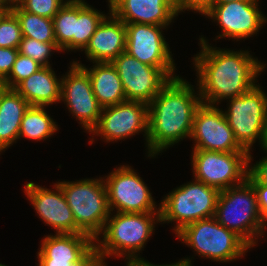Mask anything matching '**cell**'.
Returning a JSON list of instances; mask_svg holds the SVG:
<instances>
[{
	"instance_id": "29",
	"label": "cell",
	"mask_w": 267,
	"mask_h": 266,
	"mask_svg": "<svg viewBox=\"0 0 267 266\" xmlns=\"http://www.w3.org/2000/svg\"><path fill=\"white\" fill-rule=\"evenodd\" d=\"M23 35L19 20L8 9L0 17V47L18 49Z\"/></svg>"
},
{
	"instance_id": "24",
	"label": "cell",
	"mask_w": 267,
	"mask_h": 266,
	"mask_svg": "<svg viewBox=\"0 0 267 266\" xmlns=\"http://www.w3.org/2000/svg\"><path fill=\"white\" fill-rule=\"evenodd\" d=\"M45 109L44 106H29L22 118L18 139L25 137L38 142L51 137L58 130V125Z\"/></svg>"
},
{
	"instance_id": "6",
	"label": "cell",
	"mask_w": 267,
	"mask_h": 266,
	"mask_svg": "<svg viewBox=\"0 0 267 266\" xmlns=\"http://www.w3.org/2000/svg\"><path fill=\"white\" fill-rule=\"evenodd\" d=\"M220 191L194 179L167 194L160 203V222L177 223L174 233L184 226L215 215Z\"/></svg>"
},
{
	"instance_id": "42",
	"label": "cell",
	"mask_w": 267,
	"mask_h": 266,
	"mask_svg": "<svg viewBox=\"0 0 267 266\" xmlns=\"http://www.w3.org/2000/svg\"><path fill=\"white\" fill-rule=\"evenodd\" d=\"M8 9L6 7H4L1 3H0V17L7 11Z\"/></svg>"
},
{
	"instance_id": "9",
	"label": "cell",
	"mask_w": 267,
	"mask_h": 266,
	"mask_svg": "<svg viewBox=\"0 0 267 266\" xmlns=\"http://www.w3.org/2000/svg\"><path fill=\"white\" fill-rule=\"evenodd\" d=\"M224 115L235 139L248 152L259 140L262 144L267 119V94L255 85L250 91L230 98Z\"/></svg>"
},
{
	"instance_id": "7",
	"label": "cell",
	"mask_w": 267,
	"mask_h": 266,
	"mask_svg": "<svg viewBox=\"0 0 267 266\" xmlns=\"http://www.w3.org/2000/svg\"><path fill=\"white\" fill-rule=\"evenodd\" d=\"M179 240L198 256L216 262H228L243 257L251 247L234 231L226 229L214 217L198 220L176 233Z\"/></svg>"
},
{
	"instance_id": "30",
	"label": "cell",
	"mask_w": 267,
	"mask_h": 266,
	"mask_svg": "<svg viewBox=\"0 0 267 266\" xmlns=\"http://www.w3.org/2000/svg\"><path fill=\"white\" fill-rule=\"evenodd\" d=\"M43 66L30 57L18 54L9 76L3 81L7 88H15L21 81L37 72Z\"/></svg>"
},
{
	"instance_id": "19",
	"label": "cell",
	"mask_w": 267,
	"mask_h": 266,
	"mask_svg": "<svg viewBox=\"0 0 267 266\" xmlns=\"http://www.w3.org/2000/svg\"><path fill=\"white\" fill-rule=\"evenodd\" d=\"M97 27L84 53L88 60L95 62H112L126 51L127 30L125 23L110 12Z\"/></svg>"
},
{
	"instance_id": "8",
	"label": "cell",
	"mask_w": 267,
	"mask_h": 266,
	"mask_svg": "<svg viewBox=\"0 0 267 266\" xmlns=\"http://www.w3.org/2000/svg\"><path fill=\"white\" fill-rule=\"evenodd\" d=\"M191 164L195 180L219 191L239 185L247 179L249 152L192 150Z\"/></svg>"
},
{
	"instance_id": "14",
	"label": "cell",
	"mask_w": 267,
	"mask_h": 266,
	"mask_svg": "<svg viewBox=\"0 0 267 266\" xmlns=\"http://www.w3.org/2000/svg\"><path fill=\"white\" fill-rule=\"evenodd\" d=\"M70 66L67 75L61 77L60 101L66 102L69 112L90 133L99 121L102 107L93 93L88 73L74 62Z\"/></svg>"
},
{
	"instance_id": "28",
	"label": "cell",
	"mask_w": 267,
	"mask_h": 266,
	"mask_svg": "<svg viewBox=\"0 0 267 266\" xmlns=\"http://www.w3.org/2000/svg\"><path fill=\"white\" fill-rule=\"evenodd\" d=\"M18 50L19 54L30 57L42 66H50L49 58L52 51L61 52L56 42H40L28 37L22 38Z\"/></svg>"
},
{
	"instance_id": "5",
	"label": "cell",
	"mask_w": 267,
	"mask_h": 266,
	"mask_svg": "<svg viewBox=\"0 0 267 266\" xmlns=\"http://www.w3.org/2000/svg\"><path fill=\"white\" fill-rule=\"evenodd\" d=\"M72 210L77 233H84L93 240L99 237L105 222L112 215L107 190L102 177L57 182Z\"/></svg>"
},
{
	"instance_id": "27",
	"label": "cell",
	"mask_w": 267,
	"mask_h": 266,
	"mask_svg": "<svg viewBox=\"0 0 267 266\" xmlns=\"http://www.w3.org/2000/svg\"><path fill=\"white\" fill-rule=\"evenodd\" d=\"M107 15L96 10L84 0H78V18L76 19V36H73V50L83 51L91 36Z\"/></svg>"
},
{
	"instance_id": "4",
	"label": "cell",
	"mask_w": 267,
	"mask_h": 266,
	"mask_svg": "<svg viewBox=\"0 0 267 266\" xmlns=\"http://www.w3.org/2000/svg\"><path fill=\"white\" fill-rule=\"evenodd\" d=\"M214 218L226 229L234 231L251 248L257 245L259 236H264L267 225L261 218L253 185L247 179L220 191Z\"/></svg>"
},
{
	"instance_id": "22",
	"label": "cell",
	"mask_w": 267,
	"mask_h": 266,
	"mask_svg": "<svg viewBox=\"0 0 267 266\" xmlns=\"http://www.w3.org/2000/svg\"><path fill=\"white\" fill-rule=\"evenodd\" d=\"M73 62L88 73L93 93L102 108L126 101L121 79L111 62H95L93 68L89 69L80 62Z\"/></svg>"
},
{
	"instance_id": "18",
	"label": "cell",
	"mask_w": 267,
	"mask_h": 266,
	"mask_svg": "<svg viewBox=\"0 0 267 266\" xmlns=\"http://www.w3.org/2000/svg\"><path fill=\"white\" fill-rule=\"evenodd\" d=\"M110 12L125 24L169 26L178 16L175 0H108Z\"/></svg>"
},
{
	"instance_id": "1",
	"label": "cell",
	"mask_w": 267,
	"mask_h": 266,
	"mask_svg": "<svg viewBox=\"0 0 267 266\" xmlns=\"http://www.w3.org/2000/svg\"><path fill=\"white\" fill-rule=\"evenodd\" d=\"M199 40L201 51L194 56L193 64L199 78L197 86L202 103L218 105L220 100L238 97L257 85L255 80L266 64L248 50L217 49L204 37Z\"/></svg>"
},
{
	"instance_id": "37",
	"label": "cell",
	"mask_w": 267,
	"mask_h": 266,
	"mask_svg": "<svg viewBox=\"0 0 267 266\" xmlns=\"http://www.w3.org/2000/svg\"><path fill=\"white\" fill-rule=\"evenodd\" d=\"M192 259L190 258H185V259H181L176 263H172V264H165V265H155L153 263H150L146 260H144V258L141 259H137V260H129L126 264L127 266H192Z\"/></svg>"
},
{
	"instance_id": "10",
	"label": "cell",
	"mask_w": 267,
	"mask_h": 266,
	"mask_svg": "<svg viewBox=\"0 0 267 266\" xmlns=\"http://www.w3.org/2000/svg\"><path fill=\"white\" fill-rule=\"evenodd\" d=\"M131 166L120 165L104 179L110 211L124 213L160 212L143 179Z\"/></svg>"
},
{
	"instance_id": "25",
	"label": "cell",
	"mask_w": 267,
	"mask_h": 266,
	"mask_svg": "<svg viewBox=\"0 0 267 266\" xmlns=\"http://www.w3.org/2000/svg\"><path fill=\"white\" fill-rule=\"evenodd\" d=\"M78 0H68L53 17L55 41L61 51H73V36H76Z\"/></svg>"
},
{
	"instance_id": "20",
	"label": "cell",
	"mask_w": 267,
	"mask_h": 266,
	"mask_svg": "<svg viewBox=\"0 0 267 266\" xmlns=\"http://www.w3.org/2000/svg\"><path fill=\"white\" fill-rule=\"evenodd\" d=\"M93 245L94 240L84 233L45 236L37 252L38 266H68L79 260Z\"/></svg>"
},
{
	"instance_id": "33",
	"label": "cell",
	"mask_w": 267,
	"mask_h": 266,
	"mask_svg": "<svg viewBox=\"0 0 267 266\" xmlns=\"http://www.w3.org/2000/svg\"><path fill=\"white\" fill-rule=\"evenodd\" d=\"M214 2L215 0H175L178 13L192 10L201 15H204L214 5Z\"/></svg>"
},
{
	"instance_id": "23",
	"label": "cell",
	"mask_w": 267,
	"mask_h": 266,
	"mask_svg": "<svg viewBox=\"0 0 267 266\" xmlns=\"http://www.w3.org/2000/svg\"><path fill=\"white\" fill-rule=\"evenodd\" d=\"M30 104L14 89L6 88L0 99V148L16 143L22 118Z\"/></svg>"
},
{
	"instance_id": "41",
	"label": "cell",
	"mask_w": 267,
	"mask_h": 266,
	"mask_svg": "<svg viewBox=\"0 0 267 266\" xmlns=\"http://www.w3.org/2000/svg\"><path fill=\"white\" fill-rule=\"evenodd\" d=\"M7 87L3 84L2 81H0V99L2 96L3 91L6 89Z\"/></svg>"
},
{
	"instance_id": "39",
	"label": "cell",
	"mask_w": 267,
	"mask_h": 266,
	"mask_svg": "<svg viewBox=\"0 0 267 266\" xmlns=\"http://www.w3.org/2000/svg\"><path fill=\"white\" fill-rule=\"evenodd\" d=\"M235 1L258 2L259 0H215L214 4H225Z\"/></svg>"
},
{
	"instance_id": "38",
	"label": "cell",
	"mask_w": 267,
	"mask_h": 266,
	"mask_svg": "<svg viewBox=\"0 0 267 266\" xmlns=\"http://www.w3.org/2000/svg\"><path fill=\"white\" fill-rule=\"evenodd\" d=\"M25 0H0V3L7 9H11L16 6H20Z\"/></svg>"
},
{
	"instance_id": "32",
	"label": "cell",
	"mask_w": 267,
	"mask_h": 266,
	"mask_svg": "<svg viewBox=\"0 0 267 266\" xmlns=\"http://www.w3.org/2000/svg\"><path fill=\"white\" fill-rule=\"evenodd\" d=\"M18 54V49L0 47V81L9 76Z\"/></svg>"
},
{
	"instance_id": "16",
	"label": "cell",
	"mask_w": 267,
	"mask_h": 266,
	"mask_svg": "<svg viewBox=\"0 0 267 266\" xmlns=\"http://www.w3.org/2000/svg\"><path fill=\"white\" fill-rule=\"evenodd\" d=\"M127 30L126 51L140 62L159 69H175L169 44L162 29L166 26L131 23Z\"/></svg>"
},
{
	"instance_id": "36",
	"label": "cell",
	"mask_w": 267,
	"mask_h": 266,
	"mask_svg": "<svg viewBox=\"0 0 267 266\" xmlns=\"http://www.w3.org/2000/svg\"><path fill=\"white\" fill-rule=\"evenodd\" d=\"M68 266H107V262L103 261L96 246L93 245L79 260Z\"/></svg>"
},
{
	"instance_id": "40",
	"label": "cell",
	"mask_w": 267,
	"mask_h": 266,
	"mask_svg": "<svg viewBox=\"0 0 267 266\" xmlns=\"http://www.w3.org/2000/svg\"><path fill=\"white\" fill-rule=\"evenodd\" d=\"M260 146L262 149H267V119H266V124H265V132L263 136V141Z\"/></svg>"
},
{
	"instance_id": "21",
	"label": "cell",
	"mask_w": 267,
	"mask_h": 266,
	"mask_svg": "<svg viewBox=\"0 0 267 266\" xmlns=\"http://www.w3.org/2000/svg\"><path fill=\"white\" fill-rule=\"evenodd\" d=\"M51 67L43 66L14 88L30 105L46 107L60 102L62 79Z\"/></svg>"
},
{
	"instance_id": "12",
	"label": "cell",
	"mask_w": 267,
	"mask_h": 266,
	"mask_svg": "<svg viewBox=\"0 0 267 266\" xmlns=\"http://www.w3.org/2000/svg\"><path fill=\"white\" fill-rule=\"evenodd\" d=\"M194 143L193 150L215 152L247 151L235 139L224 111L216 105L201 103L193 117L190 137Z\"/></svg>"
},
{
	"instance_id": "13",
	"label": "cell",
	"mask_w": 267,
	"mask_h": 266,
	"mask_svg": "<svg viewBox=\"0 0 267 266\" xmlns=\"http://www.w3.org/2000/svg\"><path fill=\"white\" fill-rule=\"evenodd\" d=\"M144 132L148 137V104L126 100L117 105L104 107L97 125L90 131L101 135L105 142H114Z\"/></svg>"
},
{
	"instance_id": "17",
	"label": "cell",
	"mask_w": 267,
	"mask_h": 266,
	"mask_svg": "<svg viewBox=\"0 0 267 266\" xmlns=\"http://www.w3.org/2000/svg\"><path fill=\"white\" fill-rule=\"evenodd\" d=\"M53 186L55 190L51 191L34 182H28L24 192L40 219L53 227L56 234L77 233L72 210L66 202L61 186L57 182Z\"/></svg>"
},
{
	"instance_id": "26",
	"label": "cell",
	"mask_w": 267,
	"mask_h": 266,
	"mask_svg": "<svg viewBox=\"0 0 267 266\" xmlns=\"http://www.w3.org/2000/svg\"><path fill=\"white\" fill-rule=\"evenodd\" d=\"M10 10L19 20L23 37L36 39L40 42H56L52 19L29 13L20 6Z\"/></svg>"
},
{
	"instance_id": "31",
	"label": "cell",
	"mask_w": 267,
	"mask_h": 266,
	"mask_svg": "<svg viewBox=\"0 0 267 266\" xmlns=\"http://www.w3.org/2000/svg\"><path fill=\"white\" fill-rule=\"evenodd\" d=\"M68 0H25L20 7L32 14L53 19Z\"/></svg>"
},
{
	"instance_id": "2",
	"label": "cell",
	"mask_w": 267,
	"mask_h": 266,
	"mask_svg": "<svg viewBox=\"0 0 267 266\" xmlns=\"http://www.w3.org/2000/svg\"><path fill=\"white\" fill-rule=\"evenodd\" d=\"M179 75L172 78L148 104V157L191 137L193 117L202 103L199 90Z\"/></svg>"
},
{
	"instance_id": "34",
	"label": "cell",
	"mask_w": 267,
	"mask_h": 266,
	"mask_svg": "<svg viewBox=\"0 0 267 266\" xmlns=\"http://www.w3.org/2000/svg\"><path fill=\"white\" fill-rule=\"evenodd\" d=\"M247 180L253 185L261 218L267 223V185L259 184L249 173Z\"/></svg>"
},
{
	"instance_id": "3",
	"label": "cell",
	"mask_w": 267,
	"mask_h": 266,
	"mask_svg": "<svg viewBox=\"0 0 267 266\" xmlns=\"http://www.w3.org/2000/svg\"><path fill=\"white\" fill-rule=\"evenodd\" d=\"M156 222L160 223V212H116L105 222L99 235L102 234L103 239L97 237L94 245L103 261L113 255L120 258L124 256L127 261L141 259L140 251L153 234Z\"/></svg>"
},
{
	"instance_id": "11",
	"label": "cell",
	"mask_w": 267,
	"mask_h": 266,
	"mask_svg": "<svg viewBox=\"0 0 267 266\" xmlns=\"http://www.w3.org/2000/svg\"><path fill=\"white\" fill-rule=\"evenodd\" d=\"M121 79L126 100L149 104L172 79L175 69H159L140 62L127 52L121 53L111 62Z\"/></svg>"
},
{
	"instance_id": "15",
	"label": "cell",
	"mask_w": 267,
	"mask_h": 266,
	"mask_svg": "<svg viewBox=\"0 0 267 266\" xmlns=\"http://www.w3.org/2000/svg\"><path fill=\"white\" fill-rule=\"evenodd\" d=\"M259 2L235 1L214 4L204 16L210 17L221 27V34L216 38L241 40L257 34L267 19L259 9Z\"/></svg>"
},
{
	"instance_id": "35",
	"label": "cell",
	"mask_w": 267,
	"mask_h": 266,
	"mask_svg": "<svg viewBox=\"0 0 267 266\" xmlns=\"http://www.w3.org/2000/svg\"><path fill=\"white\" fill-rule=\"evenodd\" d=\"M267 153V149H263ZM251 152H249V171L248 173L259 183L267 185V156L261 158L259 162L253 166ZM251 165V166H250Z\"/></svg>"
}]
</instances>
